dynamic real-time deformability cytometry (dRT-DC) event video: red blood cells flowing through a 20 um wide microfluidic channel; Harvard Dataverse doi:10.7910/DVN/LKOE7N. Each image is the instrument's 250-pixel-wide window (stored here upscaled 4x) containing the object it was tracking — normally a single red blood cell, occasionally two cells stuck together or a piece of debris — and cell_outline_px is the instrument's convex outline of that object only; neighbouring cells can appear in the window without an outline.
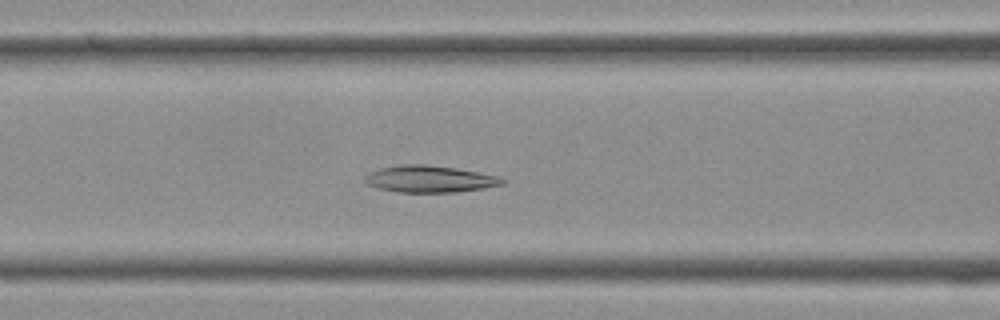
{"species": "Egyptian fruit bat (a non-hibernating species)", "species_latin": "Rousettus aegyptiacus", "temperature_condition": "cold", "stored_images_in_passage": 39, "camera_frame_rate_fps": 3000, "um_per_image_px": 0.085, "frame": {"image": 1, "passage_image": 16, "time_ms": 5.0, "image_size_px": [1000, 320], "cell_outline_px": [[504, 184], [456, 192], [396, 192], [376, 188], [368, 184], [364, 180], [364, 176], [368, 172], [380, 168], [400, 164], [424, 164], [456, 168], [500, 176], [504, 180]], "centroid_in_image_um": [36.46, 15.21], "position_along_channel_um": 130.1, "area_um2": 21.5}}
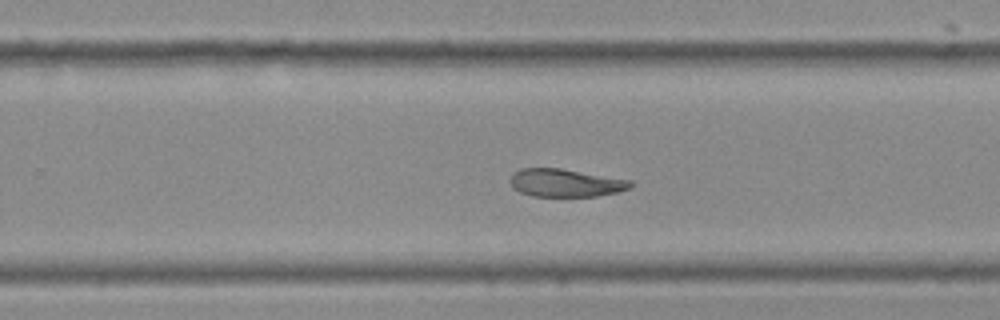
{"frame": {"image": 2, "passage_image": 25, "time_ms": 8.0, "image_size_px": [1000, 320], "cell_outline_px": [[632, 188], [616, 192], [596, 196], [532, 196], [520, 192], [512, 188], [508, 180], [512, 172], [520, 168], [560, 168], [632, 180]], "centroid_in_image_um": [48.02, 15.53], "position_along_channel_um": 281.8, "area_um2": 19.77}}
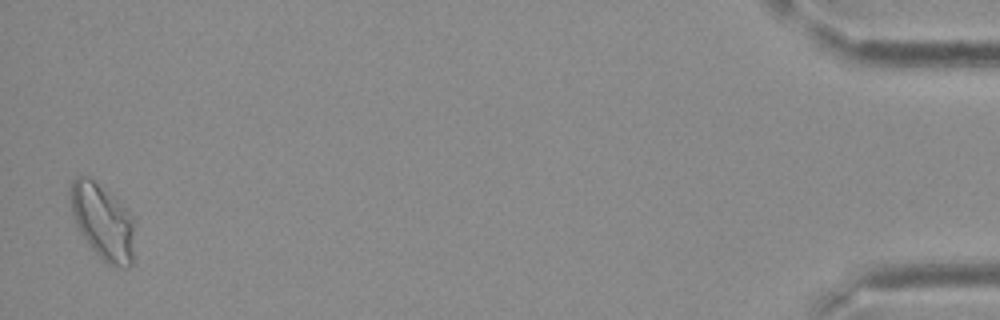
{"frame": {"image": 3, "passage_image": 39, "time_ms": 12.667, "image_size_px": [1000, 320], "cell_outline_px": [[132, 264], [128, 268], [112, 268], [92, 248], [76, 228], [68, 196], [68, 188], [72, 180], [76, 176], [88, 176], [116, 200], [132, 216]], "centroid_in_image_um": [8.66, 18.85], "position_along_channel_um": 426.5, "area_um2": 27.92}}